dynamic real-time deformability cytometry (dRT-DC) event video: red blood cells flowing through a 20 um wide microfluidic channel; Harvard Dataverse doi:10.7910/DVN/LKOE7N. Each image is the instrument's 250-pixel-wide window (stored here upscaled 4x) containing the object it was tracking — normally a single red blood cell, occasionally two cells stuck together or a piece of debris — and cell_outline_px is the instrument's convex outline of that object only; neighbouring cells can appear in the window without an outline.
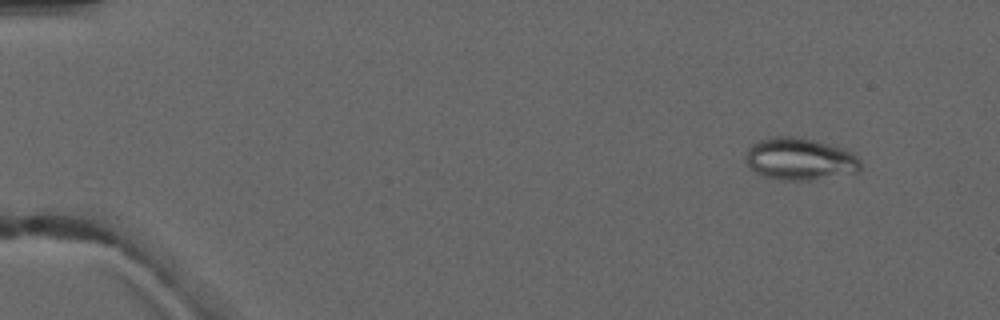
{"species": "common noctule bat (a hibernating species)", "species_latin": "Nyctalus noctula", "temperature_condition": "warm", "stored_images_in_passage": 3, "camera_frame_rate_fps": 3000, "um_per_image_px": 0.085, "animal": {"sex": "male", "forearm_length_mm": 52.5}, "frame": {"image": 1, "passage_image": 1, "time_ms": 0.0, "image_size_px": [1000, 320], "cell_outline_px": [[860, 172], [812, 180], [780, 180], [764, 176], [756, 172], [744, 160], [748, 148], [752, 144], [760, 140], [772, 136], [792, 136], [812, 140], [840, 148], [852, 152], [860, 160]], "centroid_in_image_um": [67.97, 13.53], "position_along_channel_um": 17.0, "area_um2": 28.09}}